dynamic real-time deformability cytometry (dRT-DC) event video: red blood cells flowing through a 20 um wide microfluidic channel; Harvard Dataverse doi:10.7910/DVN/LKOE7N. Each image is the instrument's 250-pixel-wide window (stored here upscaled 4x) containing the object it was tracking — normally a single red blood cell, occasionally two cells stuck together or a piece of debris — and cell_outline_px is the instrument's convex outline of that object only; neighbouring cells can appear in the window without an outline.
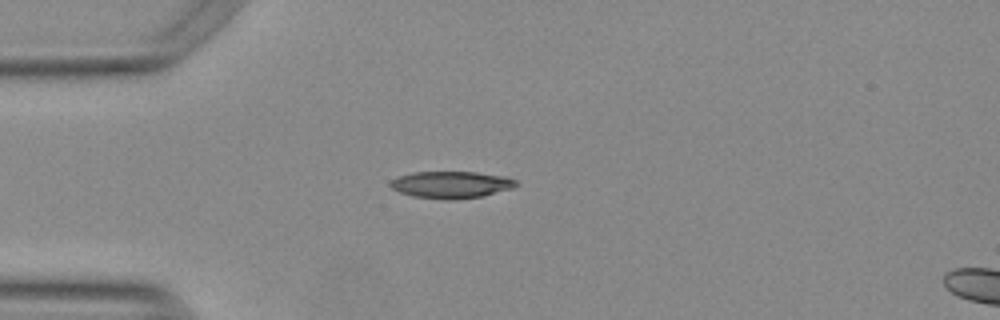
{"species": "Egyptian fruit bat (a non-hibernating species)", "species_latin": "Rousettus aegyptiacus", "temperature_condition": "warm", "stored_images_in_passage": 41, "camera_frame_rate_fps": 3000, "um_per_image_px": 0.085, "animal": {"sex": "female"}, "frame": {"image": 1, "passage_image": 1, "time_ms": 0.0, "image_size_px": [1000, 320], "cell_outline_px": [[520, 184], [512, 188], [480, 196], [452, 200], [444, 200], [412, 196], [400, 192], [392, 188], [388, 184], [392, 180], [400, 176], [412, 172], [476, 172], [508, 176], [516, 180]], "centroid_in_image_um": [38.37, 15.69], "position_along_channel_um": 46.6, "area_um2": 19.77}}
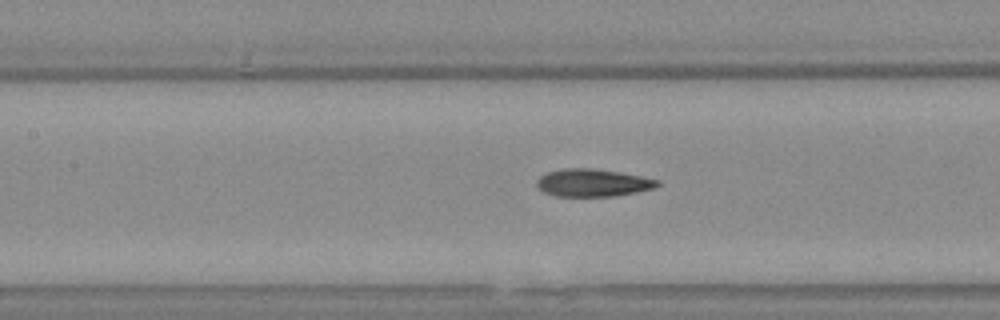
{"frame": {"image": 2, "passage_image": 11, "time_ms": 3.333, "image_size_px": [1000, 320], "cell_outline_px": [[660, 184], [652, 188], [636, 192], [612, 196], [556, 196], [544, 192], [536, 184], [536, 180], [540, 176], [548, 172], [564, 168], [592, 168], [620, 172], [660, 180]], "centroid_in_image_um": [50.37, 15.53], "position_along_channel_um": 157.0, "area_um2": 19.25}}
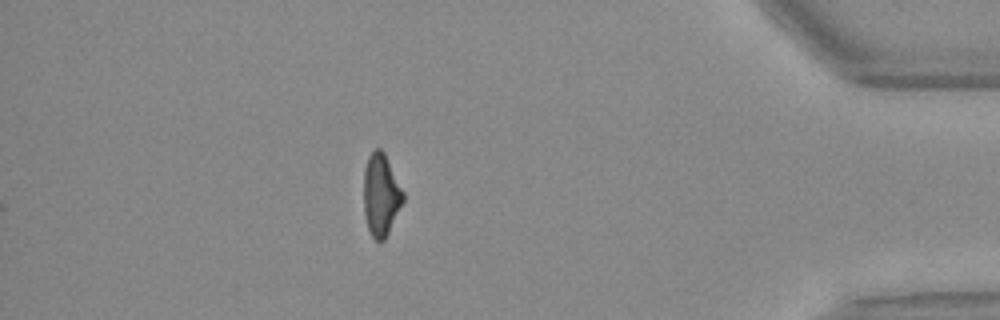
{"frame": {"image": 3, "passage_image": 34, "time_ms": 11.0, "image_size_px": [1000, 320], "cell_outline_px": [[404, 200], [384, 240], [376, 240], [372, 236], [368, 228], [364, 212], [364, 168], [368, 156], [376, 148], [380, 148], [384, 152], [404, 192]], "centroid_in_image_um": [32.38, 16.53], "position_along_channel_um": 402.8, "area_um2": 18.67}, "authors_computed_cell_mechanics": {"area_um2": 19.4786, "velocity_mm_per_s": 3.791, "shape_relaxation_time_tau1_ms": 5.6107, "shape_relaxation_time_tau2_ms": 2.7403, "deformation_change_tau1": 0.1848, "deformation_change_tau2": 0.1105}}